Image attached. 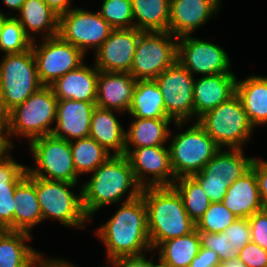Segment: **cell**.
Segmentation results:
<instances>
[{
	"label": "cell",
	"instance_id": "cell-3",
	"mask_svg": "<svg viewBox=\"0 0 267 267\" xmlns=\"http://www.w3.org/2000/svg\"><path fill=\"white\" fill-rule=\"evenodd\" d=\"M141 196L147 206L148 233L153 250L164 241L196 230V224L188 216L180 195L172 186L145 187Z\"/></svg>",
	"mask_w": 267,
	"mask_h": 267
},
{
	"label": "cell",
	"instance_id": "cell-19",
	"mask_svg": "<svg viewBox=\"0 0 267 267\" xmlns=\"http://www.w3.org/2000/svg\"><path fill=\"white\" fill-rule=\"evenodd\" d=\"M136 79L130 73L98 72L96 106L129 112Z\"/></svg>",
	"mask_w": 267,
	"mask_h": 267
},
{
	"label": "cell",
	"instance_id": "cell-11",
	"mask_svg": "<svg viewBox=\"0 0 267 267\" xmlns=\"http://www.w3.org/2000/svg\"><path fill=\"white\" fill-rule=\"evenodd\" d=\"M155 81L161 89L167 116L180 129L194 116L193 75L176 61L158 75Z\"/></svg>",
	"mask_w": 267,
	"mask_h": 267
},
{
	"label": "cell",
	"instance_id": "cell-29",
	"mask_svg": "<svg viewBox=\"0 0 267 267\" xmlns=\"http://www.w3.org/2000/svg\"><path fill=\"white\" fill-rule=\"evenodd\" d=\"M171 118H135L128 131H125V149L164 145L171 136Z\"/></svg>",
	"mask_w": 267,
	"mask_h": 267
},
{
	"label": "cell",
	"instance_id": "cell-51",
	"mask_svg": "<svg viewBox=\"0 0 267 267\" xmlns=\"http://www.w3.org/2000/svg\"><path fill=\"white\" fill-rule=\"evenodd\" d=\"M25 1L26 0H3L7 7L12 8V10H18V12Z\"/></svg>",
	"mask_w": 267,
	"mask_h": 267
},
{
	"label": "cell",
	"instance_id": "cell-2",
	"mask_svg": "<svg viewBox=\"0 0 267 267\" xmlns=\"http://www.w3.org/2000/svg\"><path fill=\"white\" fill-rule=\"evenodd\" d=\"M93 173L90 180L81 187L82 207L90 220L101 207L119 203L130 187L125 202L134 200L141 195L142 188L137 183L125 155H112Z\"/></svg>",
	"mask_w": 267,
	"mask_h": 267
},
{
	"label": "cell",
	"instance_id": "cell-52",
	"mask_svg": "<svg viewBox=\"0 0 267 267\" xmlns=\"http://www.w3.org/2000/svg\"><path fill=\"white\" fill-rule=\"evenodd\" d=\"M220 267H247L245 264L240 262L238 259H232L230 261L222 262Z\"/></svg>",
	"mask_w": 267,
	"mask_h": 267
},
{
	"label": "cell",
	"instance_id": "cell-8",
	"mask_svg": "<svg viewBox=\"0 0 267 267\" xmlns=\"http://www.w3.org/2000/svg\"><path fill=\"white\" fill-rule=\"evenodd\" d=\"M172 139L168 148L176 179L199 173L220 149L197 121Z\"/></svg>",
	"mask_w": 267,
	"mask_h": 267
},
{
	"label": "cell",
	"instance_id": "cell-43",
	"mask_svg": "<svg viewBox=\"0 0 267 267\" xmlns=\"http://www.w3.org/2000/svg\"><path fill=\"white\" fill-rule=\"evenodd\" d=\"M0 230L15 231L14 192H0Z\"/></svg>",
	"mask_w": 267,
	"mask_h": 267
},
{
	"label": "cell",
	"instance_id": "cell-10",
	"mask_svg": "<svg viewBox=\"0 0 267 267\" xmlns=\"http://www.w3.org/2000/svg\"><path fill=\"white\" fill-rule=\"evenodd\" d=\"M178 38L169 32L143 31L136 46L130 74L136 80L155 79L177 61Z\"/></svg>",
	"mask_w": 267,
	"mask_h": 267
},
{
	"label": "cell",
	"instance_id": "cell-20",
	"mask_svg": "<svg viewBox=\"0 0 267 267\" xmlns=\"http://www.w3.org/2000/svg\"><path fill=\"white\" fill-rule=\"evenodd\" d=\"M237 79L233 73L206 75L195 79L193 88L194 116L198 118L228 101L236 94Z\"/></svg>",
	"mask_w": 267,
	"mask_h": 267
},
{
	"label": "cell",
	"instance_id": "cell-50",
	"mask_svg": "<svg viewBox=\"0 0 267 267\" xmlns=\"http://www.w3.org/2000/svg\"><path fill=\"white\" fill-rule=\"evenodd\" d=\"M8 123V112L4 109L0 97V132L4 135Z\"/></svg>",
	"mask_w": 267,
	"mask_h": 267
},
{
	"label": "cell",
	"instance_id": "cell-35",
	"mask_svg": "<svg viewBox=\"0 0 267 267\" xmlns=\"http://www.w3.org/2000/svg\"><path fill=\"white\" fill-rule=\"evenodd\" d=\"M32 40L25 34L20 22L6 17L0 30V50L4 54L23 53L31 48Z\"/></svg>",
	"mask_w": 267,
	"mask_h": 267
},
{
	"label": "cell",
	"instance_id": "cell-55",
	"mask_svg": "<svg viewBox=\"0 0 267 267\" xmlns=\"http://www.w3.org/2000/svg\"><path fill=\"white\" fill-rule=\"evenodd\" d=\"M7 15H5L4 13L0 12V30H1V26L4 22V20L6 19Z\"/></svg>",
	"mask_w": 267,
	"mask_h": 267
},
{
	"label": "cell",
	"instance_id": "cell-15",
	"mask_svg": "<svg viewBox=\"0 0 267 267\" xmlns=\"http://www.w3.org/2000/svg\"><path fill=\"white\" fill-rule=\"evenodd\" d=\"M124 155L128 158L134 177L141 188L174 184L176 178L171 168L168 147L159 145L125 149ZM146 174L153 176L147 180Z\"/></svg>",
	"mask_w": 267,
	"mask_h": 267
},
{
	"label": "cell",
	"instance_id": "cell-22",
	"mask_svg": "<svg viewBox=\"0 0 267 267\" xmlns=\"http://www.w3.org/2000/svg\"><path fill=\"white\" fill-rule=\"evenodd\" d=\"M222 204L237 218L244 219L263 209L257 178L252 167L229 185Z\"/></svg>",
	"mask_w": 267,
	"mask_h": 267
},
{
	"label": "cell",
	"instance_id": "cell-49",
	"mask_svg": "<svg viewBox=\"0 0 267 267\" xmlns=\"http://www.w3.org/2000/svg\"><path fill=\"white\" fill-rule=\"evenodd\" d=\"M34 267H76L71 262L63 259H44L43 256L37 261Z\"/></svg>",
	"mask_w": 267,
	"mask_h": 267
},
{
	"label": "cell",
	"instance_id": "cell-45",
	"mask_svg": "<svg viewBox=\"0 0 267 267\" xmlns=\"http://www.w3.org/2000/svg\"><path fill=\"white\" fill-rule=\"evenodd\" d=\"M251 167L257 178L261 204L267 209V161L254 158Z\"/></svg>",
	"mask_w": 267,
	"mask_h": 267
},
{
	"label": "cell",
	"instance_id": "cell-12",
	"mask_svg": "<svg viewBox=\"0 0 267 267\" xmlns=\"http://www.w3.org/2000/svg\"><path fill=\"white\" fill-rule=\"evenodd\" d=\"M35 42L36 40L32 41L31 49L36 60L40 82L44 86L51 85L56 79L84 63L85 54L64 41L59 35L44 38L38 46Z\"/></svg>",
	"mask_w": 267,
	"mask_h": 267
},
{
	"label": "cell",
	"instance_id": "cell-47",
	"mask_svg": "<svg viewBox=\"0 0 267 267\" xmlns=\"http://www.w3.org/2000/svg\"><path fill=\"white\" fill-rule=\"evenodd\" d=\"M114 267H147L145 256L140 257H118L110 260Z\"/></svg>",
	"mask_w": 267,
	"mask_h": 267
},
{
	"label": "cell",
	"instance_id": "cell-17",
	"mask_svg": "<svg viewBox=\"0 0 267 267\" xmlns=\"http://www.w3.org/2000/svg\"><path fill=\"white\" fill-rule=\"evenodd\" d=\"M221 0H170L168 32L180 38L191 35L218 12Z\"/></svg>",
	"mask_w": 267,
	"mask_h": 267
},
{
	"label": "cell",
	"instance_id": "cell-28",
	"mask_svg": "<svg viewBox=\"0 0 267 267\" xmlns=\"http://www.w3.org/2000/svg\"><path fill=\"white\" fill-rule=\"evenodd\" d=\"M15 231L30 233L33 226L42 221V214L34 176L27 175L17 184L14 192Z\"/></svg>",
	"mask_w": 267,
	"mask_h": 267
},
{
	"label": "cell",
	"instance_id": "cell-41",
	"mask_svg": "<svg viewBox=\"0 0 267 267\" xmlns=\"http://www.w3.org/2000/svg\"><path fill=\"white\" fill-rule=\"evenodd\" d=\"M251 241L267 251V209L263 208L248 218Z\"/></svg>",
	"mask_w": 267,
	"mask_h": 267
},
{
	"label": "cell",
	"instance_id": "cell-5",
	"mask_svg": "<svg viewBox=\"0 0 267 267\" xmlns=\"http://www.w3.org/2000/svg\"><path fill=\"white\" fill-rule=\"evenodd\" d=\"M43 86L31 48L23 53L5 54L0 62V97L7 112Z\"/></svg>",
	"mask_w": 267,
	"mask_h": 267
},
{
	"label": "cell",
	"instance_id": "cell-7",
	"mask_svg": "<svg viewBox=\"0 0 267 267\" xmlns=\"http://www.w3.org/2000/svg\"><path fill=\"white\" fill-rule=\"evenodd\" d=\"M34 185L42 221L52 218L64 226L83 228L85 222L90 220L82 207V189L78 196L69 190L75 187L76 183L34 177Z\"/></svg>",
	"mask_w": 267,
	"mask_h": 267
},
{
	"label": "cell",
	"instance_id": "cell-32",
	"mask_svg": "<svg viewBox=\"0 0 267 267\" xmlns=\"http://www.w3.org/2000/svg\"><path fill=\"white\" fill-rule=\"evenodd\" d=\"M159 257L170 267H189L201 248L197 230L162 242L159 246Z\"/></svg>",
	"mask_w": 267,
	"mask_h": 267
},
{
	"label": "cell",
	"instance_id": "cell-9",
	"mask_svg": "<svg viewBox=\"0 0 267 267\" xmlns=\"http://www.w3.org/2000/svg\"><path fill=\"white\" fill-rule=\"evenodd\" d=\"M29 148L37 165L35 169L27 167L29 175L77 184L69 141L50 134L32 140Z\"/></svg>",
	"mask_w": 267,
	"mask_h": 267
},
{
	"label": "cell",
	"instance_id": "cell-33",
	"mask_svg": "<svg viewBox=\"0 0 267 267\" xmlns=\"http://www.w3.org/2000/svg\"><path fill=\"white\" fill-rule=\"evenodd\" d=\"M70 146L78 176L95 171L113 155L91 137L72 140Z\"/></svg>",
	"mask_w": 267,
	"mask_h": 267
},
{
	"label": "cell",
	"instance_id": "cell-23",
	"mask_svg": "<svg viewBox=\"0 0 267 267\" xmlns=\"http://www.w3.org/2000/svg\"><path fill=\"white\" fill-rule=\"evenodd\" d=\"M230 151L220 148L204 168L192 177L225 180L232 185L251 168L254 158H246L243 149L230 148Z\"/></svg>",
	"mask_w": 267,
	"mask_h": 267
},
{
	"label": "cell",
	"instance_id": "cell-46",
	"mask_svg": "<svg viewBox=\"0 0 267 267\" xmlns=\"http://www.w3.org/2000/svg\"><path fill=\"white\" fill-rule=\"evenodd\" d=\"M221 261L215 251L201 247L189 267H220Z\"/></svg>",
	"mask_w": 267,
	"mask_h": 267
},
{
	"label": "cell",
	"instance_id": "cell-6",
	"mask_svg": "<svg viewBox=\"0 0 267 267\" xmlns=\"http://www.w3.org/2000/svg\"><path fill=\"white\" fill-rule=\"evenodd\" d=\"M196 121L223 149L224 146L242 149L253 132L241 100L235 94L228 101L207 111Z\"/></svg>",
	"mask_w": 267,
	"mask_h": 267
},
{
	"label": "cell",
	"instance_id": "cell-14",
	"mask_svg": "<svg viewBox=\"0 0 267 267\" xmlns=\"http://www.w3.org/2000/svg\"><path fill=\"white\" fill-rule=\"evenodd\" d=\"M177 61L192 75H215L230 72V60L219 45L191 37L178 38Z\"/></svg>",
	"mask_w": 267,
	"mask_h": 267
},
{
	"label": "cell",
	"instance_id": "cell-26",
	"mask_svg": "<svg viewBox=\"0 0 267 267\" xmlns=\"http://www.w3.org/2000/svg\"><path fill=\"white\" fill-rule=\"evenodd\" d=\"M89 137L96 140L108 152L115 150L113 155H124L125 129L114 115V110L96 106L91 117Z\"/></svg>",
	"mask_w": 267,
	"mask_h": 267
},
{
	"label": "cell",
	"instance_id": "cell-21",
	"mask_svg": "<svg viewBox=\"0 0 267 267\" xmlns=\"http://www.w3.org/2000/svg\"><path fill=\"white\" fill-rule=\"evenodd\" d=\"M98 72L95 65L89 67L83 63L56 79L49 87L61 100L96 102Z\"/></svg>",
	"mask_w": 267,
	"mask_h": 267
},
{
	"label": "cell",
	"instance_id": "cell-18",
	"mask_svg": "<svg viewBox=\"0 0 267 267\" xmlns=\"http://www.w3.org/2000/svg\"><path fill=\"white\" fill-rule=\"evenodd\" d=\"M95 108V102L58 99L56 127L52 135L69 142L89 137L91 117Z\"/></svg>",
	"mask_w": 267,
	"mask_h": 267
},
{
	"label": "cell",
	"instance_id": "cell-37",
	"mask_svg": "<svg viewBox=\"0 0 267 267\" xmlns=\"http://www.w3.org/2000/svg\"><path fill=\"white\" fill-rule=\"evenodd\" d=\"M237 219L222 202H213L196 223V230L209 233L224 232Z\"/></svg>",
	"mask_w": 267,
	"mask_h": 267
},
{
	"label": "cell",
	"instance_id": "cell-42",
	"mask_svg": "<svg viewBox=\"0 0 267 267\" xmlns=\"http://www.w3.org/2000/svg\"><path fill=\"white\" fill-rule=\"evenodd\" d=\"M237 259L247 267H267V251L252 241L238 252Z\"/></svg>",
	"mask_w": 267,
	"mask_h": 267
},
{
	"label": "cell",
	"instance_id": "cell-24",
	"mask_svg": "<svg viewBox=\"0 0 267 267\" xmlns=\"http://www.w3.org/2000/svg\"><path fill=\"white\" fill-rule=\"evenodd\" d=\"M31 233L0 230V267H34L43 254L27 245Z\"/></svg>",
	"mask_w": 267,
	"mask_h": 267
},
{
	"label": "cell",
	"instance_id": "cell-39",
	"mask_svg": "<svg viewBox=\"0 0 267 267\" xmlns=\"http://www.w3.org/2000/svg\"><path fill=\"white\" fill-rule=\"evenodd\" d=\"M197 232L200 238L201 247L215 251L221 263L230 261L232 259H237L238 252L233 246H231L230 241L224 232Z\"/></svg>",
	"mask_w": 267,
	"mask_h": 267
},
{
	"label": "cell",
	"instance_id": "cell-40",
	"mask_svg": "<svg viewBox=\"0 0 267 267\" xmlns=\"http://www.w3.org/2000/svg\"><path fill=\"white\" fill-rule=\"evenodd\" d=\"M231 246L237 252L251 241V230L248 219L238 218L225 231Z\"/></svg>",
	"mask_w": 267,
	"mask_h": 267
},
{
	"label": "cell",
	"instance_id": "cell-30",
	"mask_svg": "<svg viewBox=\"0 0 267 267\" xmlns=\"http://www.w3.org/2000/svg\"><path fill=\"white\" fill-rule=\"evenodd\" d=\"M128 113L134 118H169L165 112L161 89L155 79L136 81Z\"/></svg>",
	"mask_w": 267,
	"mask_h": 267
},
{
	"label": "cell",
	"instance_id": "cell-1",
	"mask_svg": "<svg viewBox=\"0 0 267 267\" xmlns=\"http://www.w3.org/2000/svg\"><path fill=\"white\" fill-rule=\"evenodd\" d=\"M106 245L108 260L118 257H140L153 250L148 233L147 206L140 195L125 202L96 231Z\"/></svg>",
	"mask_w": 267,
	"mask_h": 267
},
{
	"label": "cell",
	"instance_id": "cell-48",
	"mask_svg": "<svg viewBox=\"0 0 267 267\" xmlns=\"http://www.w3.org/2000/svg\"><path fill=\"white\" fill-rule=\"evenodd\" d=\"M57 15L68 12L71 7L72 0H43Z\"/></svg>",
	"mask_w": 267,
	"mask_h": 267
},
{
	"label": "cell",
	"instance_id": "cell-34",
	"mask_svg": "<svg viewBox=\"0 0 267 267\" xmlns=\"http://www.w3.org/2000/svg\"><path fill=\"white\" fill-rule=\"evenodd\" d=\"M172 187L180 195L188 216L196 224L211 203L205 191L192 176L177 178Z\"/></svg>",
	"mask_w": 267,
	"mask_h": 267
},
{
	"label": "cell",
	"instance_id": "cell-27",
	"mask_svg": "<svg viewBox=\"0 0 267 267\" xmlns=\"http://www.w3.org/2000/svg\"><path fill=\"white\" fill-rule=\"evenodd\" d=\"M19 12L17 16L20 15V17L15 16V18L20 22L25 34L32 41H35L33 33L35 34L41 31L42 34L45 31L49 32L43 35V38H51L58 35L59 15L43 0H26Z\"/></svg>",
	"mask_w": 267,
	"mask_h": 267
},
{
	"label": "cell",
	"instance_id": "cell-16",
	"mask_svg": "<svg viewBox=\"0 0 267 267\" xmlns=\"http://www.w3.org/2000/svg\"><path fill=\"white\" fill-rule=\"evenodd\" d=\"M142 32L135 27L113 29L94 54L96 68L104 72L130 73L138 38Z\"/></svg>",
	"mask_w": 267,
	"mask_h": 267
},
{
	"label": "cell",
	"instance_id": "cell-13",
	"mask_svg": "<svg viewBox=\"0 0 267 267\" xmlns=\"http://www.w3.org/2000/svg\"><path fill=\"white\" fill-rule=\"evenodd\" d=\"M113 28L99 14L82 8H72L59 16L58 35L87 54L88 48L97 50L109 37Z\"/></svg>",
	"mask_w": 267,
	"mask_h": 267
},
{
	"label": "cell",
	"instance_id": "cell-44",
	"mask_svg": "<svg viewBox=\"0 0 267 267\" xmlns=\"http://www.w3.org/2000/svg\"><path fill=\"white\" fill-rule=\"evenodd\" d=\"M206 193L211 203L222 202L227 193L229 184L225 180L217 179H195Z\"/></svg>",
	"mask_w": 267,
	"mask_h": 267
},
{
	"label": "cell",
	"instance_id": "cell-36",
	"mask_svg": "<svg viewBox=\"0 0 267 267\" xmlns=\"http://www.w3.org/2000/svg\"><path fill=\"white\" fill-rule=\"evenodd\" d=\"M98 12L113 29L134 28L132 0H103Z\"/></svg>",
	"mask_w": 267,
	"mask_h": 267
},
{
	"label": "cell",
	"instance_id": "cell-54",
	"mask_svg": "<svg viewBox=\"0 0 267 267\" xmlns=\"http://www.w3.org/2000/svg\"><path fill=\"white\" fill-rule=\"evenodd\" d=\"M7 149L5 140H4V135L0 132V154L4 152Z\"/></svg>",
	"mask_w": 267,
	"mask_h": 267
},
{
	"label": "cell",
	"instance_id": "cell-53",
	"mask_svg": "<svg viewBox=\"0 0 267 267\" xmlns=\"http://www.w3.org/2000/svg\"><path fill=\"white\" fill-rule=\"evenodd\" d=\"M158 259H159V263L157 264H154V262L151 260H147V267H170L160 257Z\"/></svg>",
	"mask_w": 267,
	"mask_h": 267
},
{
	"label": "cell",
	"instance_id": "cell-38",
	"mask_svg": "<svg viewBox=\"0 0 267 267\" xmlns=\"http://www.w3.org/2000/svg\"><path fill=\"white\" fill-rule=\"evenodd\" d=\"M7 148L0 154V192H15L17 184L27 175V167L18 164Z\"/></svg>",
	"mask_w": 267,
	"mask_h": 267
},
{
	"label": "cell",
	"instance_id": "cell-31",
	"mask_svg": "<svg viewBox=\"0 0 267 267\" xmlns=\"http://www.w3.org/2000/svg\"><path fill=\"white\" fill-rule=\"evenodd\" d=\"M134 27L146 32H168L170 0H132Z\"/></svg>",
	"mask_w": 267,
	"mask_h": 267
},
{
	"label": "cell",
	"instance_id": "cell-4",
	"mask_svg": "<svg viewBox=\"0 0 267 267\" xmlns=\"http://www.w3.org/2000/svg\"><path fill=\"white\" fill-rule=\"evenodd\" d=\"M58 98L49 86H43L23 103L8 112V123L4 134L7 148L14 147L13 135L24 136L29 143L39 137L50 135L56 121ZM13 143V144H12Z\"/></svg>",
	"mask_w": 267,
	"mask_h": 267
},
{
	"label": "cell",
	"instance_id": "cell-25",
	"mask_svg": "<svg viewBox=\"0 0 267 267\" xmlns=\"http://www.w3.org/2000/svg\"><path fill=\"white\" fill-rule=\"evenodd\" d=\"M236 95L241 100L250 124L267 123V77L250 76L236 83Z\"/></svg>",
	"mask_w": 267,
	"mask_h": 267
}]
</instances>
